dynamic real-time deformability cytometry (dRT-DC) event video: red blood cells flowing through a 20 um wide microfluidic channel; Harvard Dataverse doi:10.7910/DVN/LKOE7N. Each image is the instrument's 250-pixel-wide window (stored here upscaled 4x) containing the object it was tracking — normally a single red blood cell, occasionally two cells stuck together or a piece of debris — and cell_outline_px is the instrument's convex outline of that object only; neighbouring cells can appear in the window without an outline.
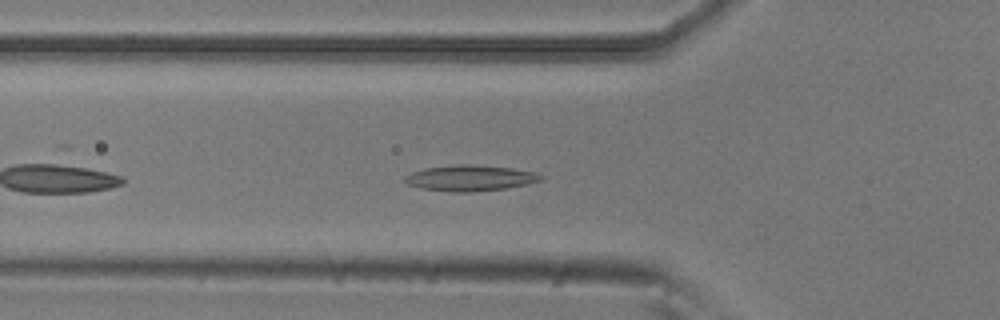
{"species": "common noctule bat (a hibernating species)", "species_latin": "Nyctalus noctula", "temperature_condition": "room temperature", "stored_images_in_passage": 41, "camera_frame_rate_fps": 3000, "um_per_image_px": 0.085, "animal": {"sex": "male", "body_mass_g": 20.5, "forearm_length_mm": 52.5}, "frame": {"image": 1, "passage_image": 6, "time_ms": 1.667, "image_size_px": [1000, 320], "cell_outline_px": [[544, 176], [540, 180], [524, 184], [504, 188], [472, 192], [452, 192], [420, 188], [408, 184], [404, 180], [404, 176], [412, 172], [424, 168], [456, 164], [472, 164], [512, 168], [536, 172]], "centroid_in_image_um": [39.92, 15.12], "position_along_channel_um": 85.9, "area_um2": 20.4}}
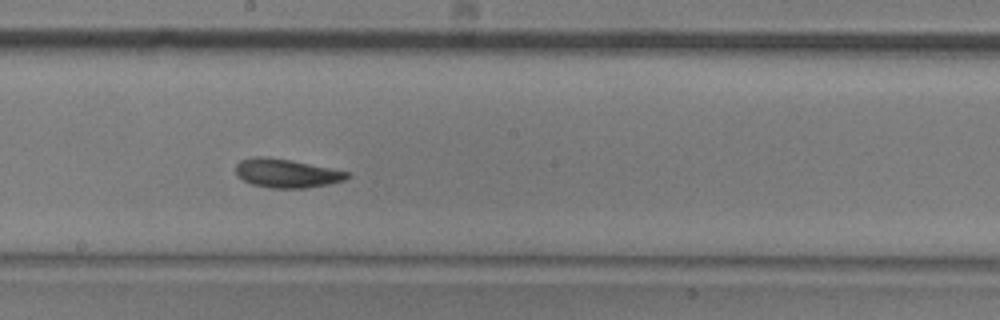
{"frame": {"image": 2, "passage_image": 17, "time_ms": 5.333, "image_size_px": [1000, 320], "cell_outline_px": [[352, 176], [344, 180], [328, 184], [304, 188], [268, 188], [252, 184], [236, 176], [236, 164], [240, 160], [256, 156], [264, 156], [292, 160], [348, 172]], "centroid_in_image_um": [24.33, 14.72], "position_along_channel_um": 223.9, "area_um2": 18.67}}
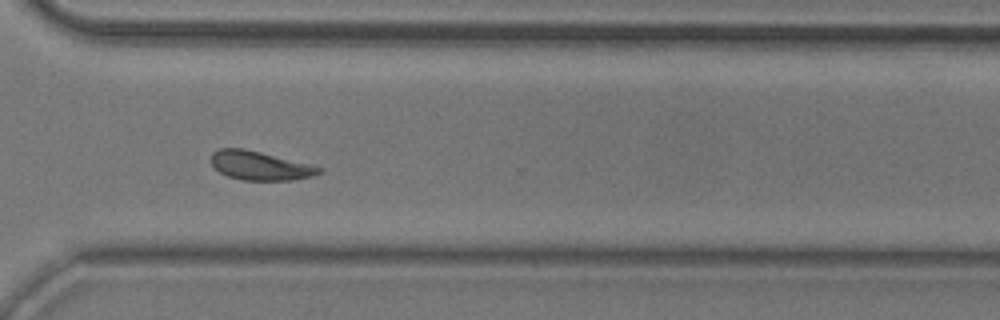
{"frame": {"image": 3, "passage_image": 27, "time_ms": 8.667, "image_size_px": [1000, 320], "cell_outline_px": [[324, 172], [312, 176], [292, 180], [240, 180], [228, 176], [220, 172], [212, 164], [212, 152], [220, 148], [244, 148], [312, 164], [324, 168]], "centroid_in_image_um": [22.15, 14.08], "position_along_channel_um": 348.4, "area_um2": 18.26}, "authors_computed_cell_mechanics": {"area_um2": 18.0914, "velocity_mm_per_s": 3.7508, "shape_relaxation_time_tau1_ms": 3.6869, "shape_relaxation_time_tau2_ms": 6.1335, "deformation_change_tau1": 0.1264, "deformation_change_tau2": 0.1013}}